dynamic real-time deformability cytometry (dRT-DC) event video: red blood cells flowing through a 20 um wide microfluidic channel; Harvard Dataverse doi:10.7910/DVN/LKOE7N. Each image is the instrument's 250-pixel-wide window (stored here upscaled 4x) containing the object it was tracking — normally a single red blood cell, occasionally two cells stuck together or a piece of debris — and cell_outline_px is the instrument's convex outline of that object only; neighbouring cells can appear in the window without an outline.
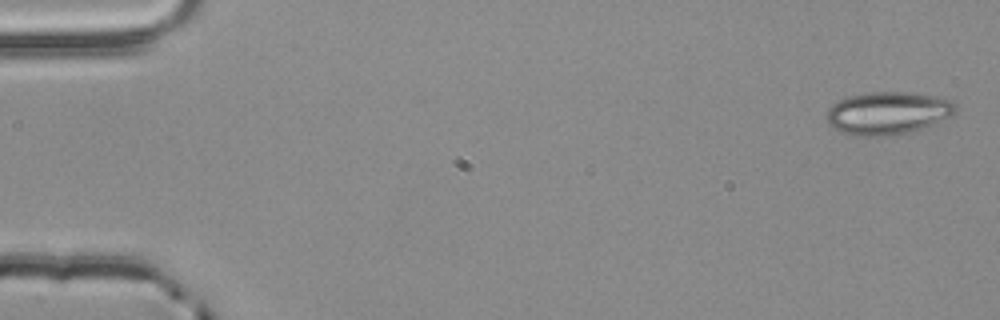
{"species": "common noctule bat (a hibernating species)", "species_latin": "Nyctalus noctula", "temperature_condition": "room temperature", "stored_images_in_passage": 4, "camera_frame_rate_fps": 3000, "um_per_image_px": 0.085, "animal": {"sex": "male", "body_mass_g": 20.4}, "frame": {"image": 1, "passage_image": 1, "time_ms": 0.0, "image_size_px": [1000, 320], "cell_outline_px": [[956, 112], [948, 116], [920, 128], [908, 132], [888, 136], [856, 136], [840, 132], [832, 128], [828, 124], [824, 116], [828, 108], [836, 100], [844, 96], [868, 92], [908, 92], [936, 96], [952, 100], [956, 104]], "centroid_in_image_um": [75.36, 9.6], "position_along_channel_um": 9.6, "area_um2": 32.37}}